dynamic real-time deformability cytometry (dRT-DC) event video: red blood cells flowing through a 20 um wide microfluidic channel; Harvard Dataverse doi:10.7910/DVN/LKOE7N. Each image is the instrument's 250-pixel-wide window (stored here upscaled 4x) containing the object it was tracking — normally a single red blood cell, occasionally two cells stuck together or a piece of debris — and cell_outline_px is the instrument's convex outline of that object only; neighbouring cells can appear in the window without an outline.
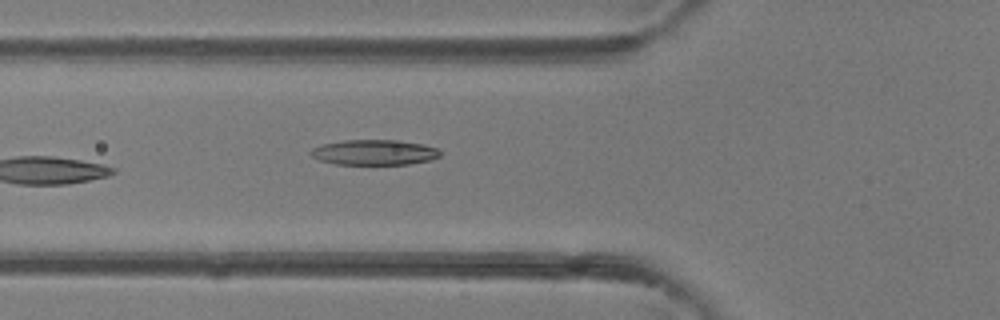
{"species": "common noctule bat (a hibernating species)", "species_latin": "Nyctalus noctula", "temperature_condition": "room temperature", "stored_images_in_passage": 5, "camera_frame_rate_fps": 3000, "um_per_image_px": 0.085, "animal": {"sex": "female"}, "frame": {"image": 1, "passage_image": 5, "time_ms": 4.667, "image_size_px": [1000, 320], "cell_outline_px": [[440, 156], [428, 160], [408, 164], [336, 164], [320, 160], [312, 156], [308, 152], [312, 148], [324, 144], [344, 140], [400, 140], [420, 144], [436, 148], [440, 152]], "centroid_in_image_um": [31.78, 12.95], "position_along_channel_um": 94.0, "area_um2": 18.84}}